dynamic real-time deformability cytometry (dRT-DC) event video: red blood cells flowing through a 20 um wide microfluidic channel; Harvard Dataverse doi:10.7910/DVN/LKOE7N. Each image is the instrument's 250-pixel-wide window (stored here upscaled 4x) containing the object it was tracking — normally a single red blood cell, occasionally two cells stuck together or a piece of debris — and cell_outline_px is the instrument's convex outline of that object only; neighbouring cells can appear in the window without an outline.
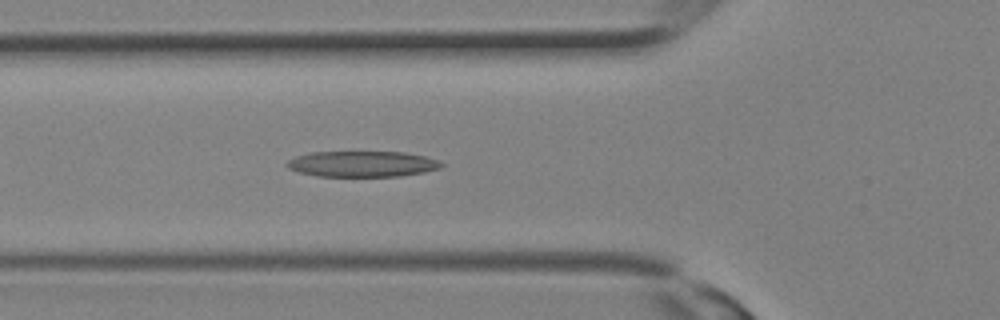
{"species": "Egyptian fruit bat (a non-hibernating species)", "species_latin": "Rousettus aegyptiacus", "temperature_condition": "room temperature", "stored_images_in_passage": 6, "camera_frame_rate_fps": 3000, "um_per_image_px": 0.085, "animal": {"sex": "female"}, "frame": {"image": 1, "passage_image": 4, "time_ms": 1.0, "image_size_px": [1000, 320], "cell_outline_px": [[444, 164], [440, 168], [424, 172], [400, 176], [316, 176], [300, 172], [288, 168], [284, 164], [288, 160], [296, 156], [308, 152], [404, 152], [424, 156], [436, 160]], "centroid_in_image_um": [30.75, 13.93], "position_along_channel_um": 95.0, "area_um2": 23.18}}
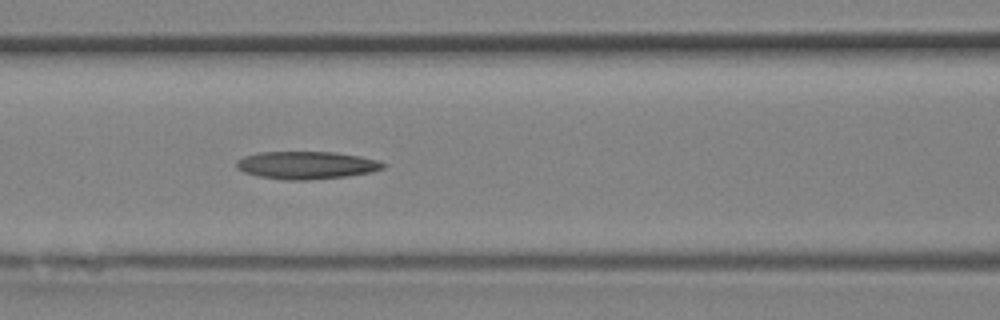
{"frame": {"image": 2, "passage_image": 6, "time_ms": 1.667, "image_size_px": [1000, 320], "cell_outline_px": [[388, 164], [384, 168], [372, 172], [344, 176], [308, 180], [284, 180], [260, 176], [244, 172], [236, 168], [236, 160], [244, 156], [260, 152], [336, 152], [360, 156], [380, 160]], "centroid_in_image_um": [26.08, 14.03], "position_along_channel_um": 140.5, "area_um2": 23.76}}